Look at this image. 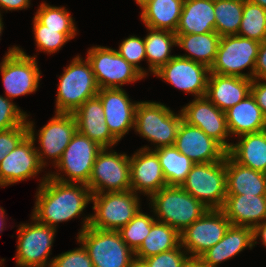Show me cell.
Segmentation results:
<instances>
[{
	"label": "cell",
	"instance_id": "cell-52",
	"mask_svg": "<svg viewBox=\"0 0 266 267\" xmlns=\"http://www.w3.org/2000/svg\"><path fill=\"white\" fill-rule=\"evenodd\" d=\"M189 267H207L198 260H192Z\"/></svg>",
	"mask_w": 266,
	"mask_h": 267
},
{
	"label": "cell",
	"instance_id": "cell-15",
	"mask_svg": "<svg viewBox=\"0 0 266 267\" xmlns=\"http://www.w3.org/2000/svg\"><path fill=\"white\" fill-rule=\"evenodd\" d=\"M29 134L13 149L6 154L0 164V187L15 184L25 179L36 176L44 166L34 146L36 135L34 122L26 121Z\"/></svg>",
	"mask_w": 266,
	"mask_h": 267
},
{
	"label": "cell",
	"instance_id": "cell-50",
	"mask_svg": "<svg viewBox=\"0 0 266 267\" xmlns=\"http://www.w3.org/2000/svg\"><path fill=\"white\" fill-rule=\"evenodd\" d=\"M252 3L260 5L262 8L266 9V0H249Z\"/></svg>",
	"mask_w": 266,
	"mask_h": 267
},
{
	"label": "cell",
	"instance_id": "cell-9",
	"mask_svg": "<svg viewBox=\"0 0 266 267\" xmlns=\"http://www.w3.org/2000/svg\"><path fill=\"white\" fill-rule=\"evenodd\" d=\"M2 60L0 71L7 98L11 100L37 90L41 71L35 55L31 57L24 50L14 46L9 48Z\"/></svg>",
	"mask_w": 266,
	"mask_h": 267
},
{
	"label": "cell",
	"instance_id": "cell-32",
	"mask_svg": "<svg viewBox=\"0 0 266 267\" xmlns=\"http://www.w3.org/2000/svg\"><path fill=\"white\" fill-rule=\"evenodd\" d=\"M179 245L180 233L168 224L155 220L150 233L134 252V258L142 261L149 256L177 248Z\"/></svg>",
	"mask_w": 266,
	"mask_h": 267
},
{
	"label": "cell",
	"instance_id": "cell-10",
	"mask_svg": "<svg viewBox=\"0 0 266 267\" xmlns=\"http://www.w3.org/2000/svg\"><path fill=\"white\" fill-rule=\"evenodd\" d=\"M87 186L92 194L131 190L129 156L102 148L96 156Z\"/></svg>",
	"mask_w": 266,
	"mask_h": 267
},
{
	"label": "cell",
	"instance_id": "cell-12",
	"mask_svg": "<svg viewBox=\"0 0 266 267\" xmlns=\"http://www.w3.org/2000/svg\"><path fill=\"white\" fill-rule=\"evenodd\" d=\"M87 53L99 89L121 88L123 84L144 78L113 48L94 46Z\"/></svg>",
	"mask_w": 266,
	"mask_h": 267
},
{
	"label": "cell",
	"instance_id": "cell-5",
	"mask_svg": "<svg viewBox=\"0 0 266 267\" xmlns=\"http://www.w3.org/2000/svg\"><path fill=\"white\" fill-rule=\"evenodd\" d=\"M182 120L181 110L175 114L160 102L141 101L135 110L134 130L156 148L172 146Z\"/></svg>",
	"mask_w": 266,
	"mask_h": 267
},
{
	"label": "cell",
	"instance_id": "cell-38",
	"mask_svg": "<svg viewBox=\"0 0 266 267\" xmlns=\"http://www.w3.org/2000/svg\"><path fill=\"white\" fill-rule=\"evenodd\" d=\"M155 220L154 217L139 210L118 232L122 240L135 252L140 247L145 237L150 233L151 226Z\"/></svg>",
	"mask_w": 266,
	"mask_h": 267
},
{
	"label": "cell",
	"instance_id": "cell-37",
	"mask_svg": "<svg viewBox=\"0 0 266 267\" xmlns=\"http://www.w3.org/2000/svg\"><path fill=\"white\" fill-rule=\"evenodd\" d=\"M65 8L50 6L46 2L41 3L34 17L48 28L61 29V33L73 39L77 30L74 19Z\"/></svg>",
	"mask_w": 266,
	"mask_h": 267
},
{
	"label": "cell",
	"instance_id": "cell-43",
	"mask_svg": "<svg viewBox=\"0 0 266 267\" xmlns=\"http://www.w3.org/2000/svg\"><path fill=\"white\" fill-rule=\"evenodd\" d=\"M51 267H93L87 250L81 244L80 248L69 250L52 258Z\"/></svg>",
	"mask_w": 266,
	"mask_h": 267
},
{
	"label": "cell",
	"instance_id": "cell-30",
	"mask_svg": "<svg viewBox=\"0 0 266 267\" xmlns=\"http://www.w3.org/2000/svg\"><path fill=\"white\" fill-rule=\"evenodd\" d=\"M184 0H151L141 8V19L147 28L175 32Z\"/></svg>",
	"mask_w": 266,
	"mask_h": 267
},
{
	"label": "cell",
	"instance_id": "cell-7",
	"mask_svg": "<svg viewBox=\"0 0 266 267\" xmlns=\"http://www.w3.org/2000/svg\"><path fill=\"white\" fill-rule=\"evenodd\" d=\"M77 240L87 250L93 267H132L135 260L134 252L118 231L88 226L78 233Z\"/></svg>",
	"mask_w": 266,
	"mask_h": 267
},
{
	"label": "cell",
	"instance_id": "cell-41",
	"mask_svg": "<svg viewBox=\"0 0 266 267\" xmlns=\"http://www.w3.org/2000/svg\"><path fill=\"white\" fill-rule=\"evenodd\" d=\"M128 63L134 66L144 77L148 73L139 66L140 61L146 59L144 39L137 36H130L122 41L119 49L116 50Z\"/></svg>",
	"mask_w": 266,
	"mask_h": 267
},
{
	"label": "cell",
	"instance_id": "cell-47",
	"mask_svg": "<svg viewBox=\"0 0 266 267\" xmlns=\"http://www.w3.org/2000/svg\"><path fill=\"white\" fill-rule=\"evenodd\" d=\"M29 4H30V0H0L1 10L4 9L6 11L27 9L30 6Z\"/></svg>",
	"mask_w": 266,
	"mask_h": 267
},
{
	"label": "cell",
	"instance_id": "cell-28",
	"mask_svg": "<svg viewBox=\"0 0 266 267\" xmlns=\"http://www.w3.org/2000/svg\"><path fill=\"white\" fill-rule=\"evenodd\" d=\"M215 31L213 0H184L175 34H203Z\"/></svg>",
	"mask_w": 266,
	"mask_h": 267
},
{
	"label": "cell",
	"instance_id": "cell-23",
	"mask_svg": "<svg viewBox=\"0 0 266 267\" xmlns=\"http://www.w3.org/2000/svg\"><path fill=\"white\" fill-rule=\"evenodd\" d=\"M252 79L210 73L205 97L226 112L251 94Z\"/></svg>",
	"mask_w": 266,
	"mask_h": 267
},
{
	"label": "cell",
	"instance_id": "cell-34",
	"mask_svg": "<svg viewBox=\"0 0 266 267\" xmlns=\"http://www.w3.org/2000/svg\"><path fill=\"white\" fill-rule=\"evenodd\" d=\"M153 150L160 161L167 186H181L195 164L174 146H163Z\"/></svg>",
	"mask_w": 266,
	"mask_h": 267
},
{
	"label": "cell",
	"instance_id": "cell-13",
	"mask_svg": "<svg viewBox=\"0 0 266 267\" xmlns=\"http://www.w3.org/2000/svg\"><path fill=\"white\" fill-rule=\"evenodd\" d=\"M34 223L20 224L16 252L18 267H51L49 255L53 246L56 228L43 225L31 218Z\"/></svg>",
	"mask_w": 266,
	"mask_h": 267
},
{
	"label": "cell",
	"instance_id": "cell-14",
	"mask_svg": "<svg viewBox=\"0 0 266 267\" xmlns=\"http://www.w3.org/2000/svg\"><path fill=\"white\" fill-rule=\"evenodd\" d=\"M231 225L221 209H208L201 218L180 232V244L192 260H197L223 238Z\"/></svg>",
	"mask_w": 266,
	"mask_h": 267
},
{
	"label": "cell",
	"instance_id": "cell-17",
	"mask_svg": "<svg viewBox=\"0 0 266 267\" xmlns=\"http://www.w3.org/2000/svg\"><path fill=\"white\" fill-rule=\"evenodd\" d=\"M181 113L185 122L200 128L226 151L230 149L232 143H227L226 140L231 136L227 127L226 114L205 96L195 98L181 109Z\"/></svg>",
	"mask_w": 266,
	"mask_h": 267
},
{
	"label": "cell",
	"instance_id": "cell-35",
	"mask_svg": "<svg viewBox=\"0 0 266 267\" xmlns=\"http://www.w3.org/2000/svg\"><path fill=\"white\" fill-rule=\"evenodd\" d=\"M244 0H214L215 31L221 36L238 35Z\"/></svg>",
	"mask_w": 266,
	"mask_h": 267
},
{
	"label": "cell",
	"instance_id": "cell-27",
	"mask_svg": "<svg viewBox=\"0 0 266 267\" xmlns=\"http://www.w3.org/2000/svg\"><path fill=\"white\" fill-rule=\"evenodd\" d=\"M225 114L227 127L231 135L239 137L266 129V117L263 115L252 94L229 108Z\"/></svg>",
	"mask_w": 266,
	"mask_h": 267
},
{
	"label": "cell",
	"instance_id": "cell-3",
	"mask_svg": "<svg viewBox=\"0 0 266 267\" xmlns=\"http://www.w3.org/2000/svg\"><path fill=\"white\" fill-rule=\"evenodd\" d=\"M94 215L83 219L82 229L88 226L99 230L119 231L141 209L138 194L132 190L92 194Z\"/></svg>",
	"mask_w": 266,
	"mask_h": 267
},
{
	"label": "cell",
	"instance_id": "cell-40",
	"mask_svg": "<svg viewBox=\"0 0 266 267\" xmlns=\"http://www.w3.org/2000/svg\"><path fill=\"white\" fill-rule=\"evenodd\" d=\"M182 248L180 244L177 248L149 256L142 261L148 267H189L192 259L185 250L181 251Z\"/></svg>",
	"mask_w": 266,
	"mask_h": 267
},
{
	"label": "cell",
	"instance_id": "cell-55",
	"mask_svg": "<svg viewBox=\"0 0 266 267\" xmlns=\"http://www.w3.org/2000/svg\"><path fill=\"white\" fill-rule=\"evenodd\" d=\"M5 259H2L1 261H0V266H2V262L4 261Z\"/></svg>",
	"mask_w": 266,
	"mask_h": 267
},
{
	"label": "cell",
	"instance_id": "cell-18",
	"mask_svg": "<svg viewBox=\"0 0 266 267\" xmlns=\"http://www.w3.org/2000/svg\"><path fill=\"white\" fill-rule=\"evenodd\" d=\"M40 149L36 148L41 164L45 158L54 160L56 165L72 137L77 132L76 120L72 113H55L54 117L38 131Z\"/></svg>",
	"mask_w": 266,
	"mask_h": 267
},
{
	"label": "cell",
	"instance_id": "cell-25",
	"mask_svg": "<svg viewBox=\"0 0 266 267\" xmlns=\"http://www.w3.org/2000/svg\"><path fill=\"white\" fill-rule=\"evenodd\" d=\"M253 229L231 225L223 238L197 260L207 267H218L223 261L236 256L245 248L254 247Z\"/></svg>",
	"mask_w": 266,
	"mask_h": 267
},
{
	"label": "cell",
	"instance_id": "cell-36",
	"mask_svg": "<svg viewBox=\"0 0 266 267\" xmlns=\"http://www.w3.org/2000/svg\"><path fill=\"white\" fill-rule=\"evenodd\" d=\"M238 35L260 43L266 40V9L249 0H244Z\"/></svg>",
	"mask_w": 266,
	"mask_h": 267
},
{
	"label": "cell",
	"instance_id": "cell-6",
	"mask_svg": "<svg viewBox=\"0 0 266 267\" xmlns=\"http://www.w3.org/2000/svg\"><path fill=\"white\" fill-rule=\"evenodd\" d=\"M181 187L208 209H221L227 196L226 155L220 161L194 164Z\"/></svg>",
	"mask_w": 266,
	"mask_h": 267
},
{
	"label": "cell",
	"instance_id": "cell-22",
	"mask_svg": "<svg viewBox=\"0 0 266 267\" xmlns=\"http://www.w3.org/2000/svg\"><path fill=\"white\" fill-rule=\"evenodd\" d=\"M77 131L86 135L102 148H109L117 144L118 140L111 134L104 115V108L100 98L96 95L86 100L73 113Z\"/></svg>",
	"mask_w": 266,
	"mask_h": 267
},
{
	"label": "cell",
	"instance_id": "cell-16",
	"mask_svg": "<svg viewBox=\"0 0 266 267\" xmlns=\"http://www.w3.org/2000/svg\"><path fill=\"white\" fill-rule=\"evenodd\" d=\"M153 74L177 89L194 94L197 98L206 94L210 68L202 63L174 55Z\"/></svg>",
	"mask_w": 266,
	"mask_h": 267
},
{
	"label": "cell",
	"instance_id": "cell-54",
	"mask_svg": "<svg viewBox=\"0 0 266 267\" xmlns=\"http://www.w3.org/2000/svg\"><path fill=\"white\" fill-rule=\"evenodd\" d=\"M2 30H3V22H2V16H1V13H0V35L2 33Z\"/></svg>",
	"mask_w": 266,
	"mask_h": 267
},
{
	"label": "cell",
	"instance_id": "cell-42",
	"mask_svg": "<svg viewBox=\"0 0 266 267\" xmlns=\"http://www.w3.org/2000/svg\"><path fill=\"white\" fill-rule=\"evenodd\" d=\"M11 101L0 95V131L21 126L27 121L28 115Z\"/></svg>",
	"mask_w": 266,
	"mask_h": 267
},
{
	"label": "cell",
	"instance_id": "cell-51",
	"mask_svg": "<svg viewBox=\"0 0 266 267\" xmlns=\"http://www.w3.org/2000/svg\"><path fill=\"white\" fill-rule=\"evenodd\" d=\"M132 267H148L143 261L135 259Z\"/></svg>",
	"mask_w": 266,
	"mask_h": 267
},
{
	"label": "cell",
	"instance_id": "cell-39",
	"mask_svg": "<svg viewBox=\"0 0 266 267\" xmlns=\"http://www.w3.org/2000/svg\"><path fill=\"white\" fill-rule=\"evenodd\" d=\"M33 32L36 47L44 53H56L65 43L70 41L64 33H61V29L48 28L35 17L33 18Z\"/></svg>",
	"mask_w": 266,
	"mask_h": 267
},
{
	"label": "cell",
	"instance_id": "cell-11",
	"mask_svg": "<svg viewBox=\"0 0 266 267\" xmlns=\"http://www.w3.org/2000/svg\"><path fill=\"white\" fill-rule=\"evenodd\" d=\"M101 149L102 147L96 142L77 131L65 148L60 161L55 165L59 172L64 171L68 179L58 172L55 174L49 173V176L65 183L87 185L96 156Z\"/></svg>",
	"mask_w": 266,
	"mask_h": 267
},
{
	"label": "cell",
	"instance_id": "cell-1",
	"mask_svg": "<svg viewBox=\"0 0 266 267\" xmlns=\"http://www.w3.org/2000/svg\"><path fill=\"white\" fill-rule=\"evenodd\" d=\"M32 213L37 222L57 228L60 222L78 217L91 202L89 187L79 183H65L49 176L42 178Z\"/></svg>",
	"mask_w": 266,
	"mask_h": 267
},
{
	"label": "cell",
	"instance_id": "cell-29",
	"mask_svg": "<svg viewBox=\"0 0 266 267\" xmlns=\"http://www.w3.org/2000/svg\"><path fill=\"white\" fill-rule=\"evenodd\" d=\"M227 154L245 167L266 173V131L239 136Z\"/></svg>",
	"mask_w": 266,
	"mask_h": 267
},
{
	"label": "cell",
	"instance_id": "cell-21",
	"mask_svg": "<svg viewBox=\"0 0 266 267\" xmlns=\"http://www.w3.org/2000/svg\"><path fill=\"white\" fill-rule=\"evenodd\" d=\"M129 161L131 190L133 192H142L150 197L153 193L167 186L159 158L149 147L140 148L129 157Z\"/></svg>",
	"mask_w": 266,
	"mask_h": 267
},
{
	"label": "cell",
	"instance_id": "cell-31",
	"mask_svg": "<svg viewBox=\"0 0 266 267\" xmlns=\"http://www.w3.org/2000/svg\"><path fill=\"white\" fill-rule=\"evenodd\" d=\"M177 46L188 52L179 55L209 68L214 64L221 36L217 32L203 34H176Z\"/></svg>",
	"mask_w": 266,
	"mask_h": 267
},
{
	"label": "cell",
	"instance_id": "cell-49",
	"mask_svg": "<svg viewBox=\"0 0 266 267\" xmlns=\"http://www.w3.org/2000/svg\"><path fill=\"white\" fill-rule=\"evenodd\" d=\"M4 215H5V210L2 207H0V232L4 230L3 228V226L5 225L4 224L5 220H3L5 218Z\"/></svg>",
	"mask_w": 266,
	"mask_h": 267
},
{
	"label": "cell",
	"instance_id": "cell-19",
	"mask_svg": "<svg viewBox=\"0 0 266 267\" xmlns=\"http://www.w3.org/2000/svg\"><path fill=\"white\" fill-rule=\"evenodd\" d=\"M97 96L103 105L105 122L111 134L120 141L131 128H134L138 102H131L123 88H102Z\"/></svg>",
	"mask_w": 266,
	"mask_h": 267
},
{
	"label": "cell",
	"instance_id": "cell-46",
	"mask_svg": "<svg viewBox=\"0 0 266 267\" xmlns=\"http://www.w3.org/2000/svg\"><path fill=\"white\" fill-rule=\"evenodd\" d=\"M254 79L266 80V40L260 43L258 49Z\"/></svg>",
	"mask_w": 266,
	"mask_h": 267
},
{
	"label": "cell",
	"instance_id": "cell-2",
	"mask_svg": "<svg viewBox=\"0 0 266 267\" xmlns=\"http://www.w3.org/2000/svg\"><path fill=\"white\" fill-rule=\"evenodd\" d=\"M150 205L157 221L164 222L179 233L201 218L208 208L181 186H165L150 196Z\"/></svg>",
	"mask_w": 266,
	"mask_h": 267
},
{
	"label": "cell",
	"instance_id": "cell-48",
	"mask_svg": "<svg viewBox=\"0 0 266 267\" xmlns=\"http://www.w3.org/2000/svg\"><path fill=\"white\" fill-rule=\"evenodd\" d=\"M253 238L254 244L257 243V239L261 238L262 244L266 247V220L263 223H260L253 229Z\"/></svg>",
	"mask_w": 266,
	"mask_h": 267
},
{
	"label": "cell",
	"instance_id": "cell-45",
	"mask_svg": "<svg viewBox=\"0 0 266 267\" xmlns=\"http://www.w3.org/2000/svg\"><path fill=\"white\" fill-rule=\"evenodd\" d=\"M260 81L259 79L252 80L251 94L266 117V80L261 79Z\"/></svg>",
	"mask_w": 266,
	"mask_h": 267
},
{
	"label": "cell",
	"instance_id": "cell-33",
	"mask_svg": "<svg viewBox=\"0 0 266 267\" xmlns=\"http://www.w3.org/2000/svg\"><path fill=\"white\" fill-rule=\"evenodd\" d=\"M147 29L150 32L144 37V44L149 70L153 74L174 57L170 53L177 45V36L169 30Z\"/></svg>",
	"mask_w": 266,
	"mask_h": 267
},
{
	"label": "cell",
	"instance_id": "cell-26",
	"mask_svg": "<svg viewBox=\"0 0 266 267\" xmlns=\"http://www.w3.org/2000/svg\"><path fill=\"white\" fill-rule=\"evenodd\" d=\"M227 195H266V173L245 167L226 154Z\"/></svg>",
	"mask_w": 266,
	"mask_h": 267
},
{
	"label": "cell",
	"instance_id": "cell-53",
	"mask_svg": "<svg viewBox=\"0 0 266 267\" xmlns=\"http://www.w3.org/2000/svg\"><path fill=\"white\" fill-rule=\"evenodd\" d=\"M135 1L139 5V7L142 8L143 6H145L151 0H135Z\"/></svg>",
	"mask_w": 266,
	"mask_h": 267
},
{
	"label": "cell",
	"instance_id": "cell-4",
	"mask_svg": "<svg viewBox=\"0 0 266 267\" xmlns=\"http://www.w3.org/2000/svg\"><path fill=\"white\" fill-rule=\"evenodd\" d=\"M85 60L76 56L59 77L55 113H73L98 94L99 87L91 64L87 58Z\"/></svg>",
	"mask_w": 266,
	"mask_h": 267
},
{
	"label": "cell",
	"instance_id": "cell-24",
	"mask_svg": "<svg viewBox=\"0 0 266 267\" xmlns=\"http://www.w3.org/2000/svg\"><path fill=\"white\" fill-rule=\"evenodd\" d=\"M221 210L233 226L254 229L266 220V195H227Z\"/></svg>",
	"mask_w": 266,
	"mask_h": 267
},
{
	"label": "cell",
	"instance_id": "cell-44",
	"mask_svg": "<svg viewBox=\"0 0 266 267\" xmlns=\"http://www.w3.org/2000/svg\"><path fill=\"white\" fill-rule=\"evenodd\" d=\"M28 134L26 122L21 126L0 131V164L5 155L15 149Z\"/></svg>",
	"mask_w": 266,
	"mask_h": 267
},
{
	"label": "cell",
	"instance_id": "cell-20",
	"mask_svg": "<svg viewBox=\"0 0 266 267\" xmlns=\"http://www.w3.org/2000/svg\"><path fill=\"white\" fill-rule=\"evenodd\" d=\"M174 146L195 164L222 160L227 151L200 128L182 120Z\"/></svg>",
	"mask_w": 266,
	"mask_h": 267
},
{
	"label": "cell",
	"instance_id": "cell-8",
	"mask_svg": "<svg viewBox=\"0 0 266 267\" xmlns=\"http://www.w3.org/2000/svg\"><path fill=\"white\" fill-rule=\"evenodd\" d=\"M259 46L260 42L239 35L221 37L210 73L253 80ZM246 67L250 73H242Z\"/></svg>",
	"mask_w": 266,
	"mask_h": 267
}]
</instances>
